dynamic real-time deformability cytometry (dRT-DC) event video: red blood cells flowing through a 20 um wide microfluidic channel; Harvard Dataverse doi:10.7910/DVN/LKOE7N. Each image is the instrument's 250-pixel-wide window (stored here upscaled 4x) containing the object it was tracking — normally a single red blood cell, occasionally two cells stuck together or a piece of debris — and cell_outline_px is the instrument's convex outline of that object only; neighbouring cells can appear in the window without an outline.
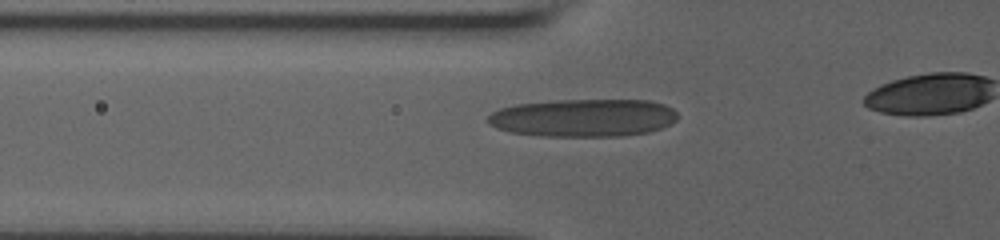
{"species": "human", "species_latin": "Homo sapiens", "temperature_condition": "room temperature", "stored_images_in_passage": 28, "camera_frame_rate_fps": 3000, "um_per_image_px": 0.085, "donor": {"sex": "male"}, "frame": {"image": 1, "passage_image": 6, "time_ms": 1.667, "image_size_px": [1000, 240], "cell_outline_px": [[676, 120], [660, 128], [648, 132], [620, 136], [540, 136], [512, 132], [496, 128], [488, 124], [488, 116], [492, 112], [500, 108], [516, 104], [556, 100], [652, 100], [664, 104], [672, 108], [676, 112]], "centroid_in_image_um": [49.57, 10.01], "position_along_channel_um": 76.2, "area_um2": 41.85}}
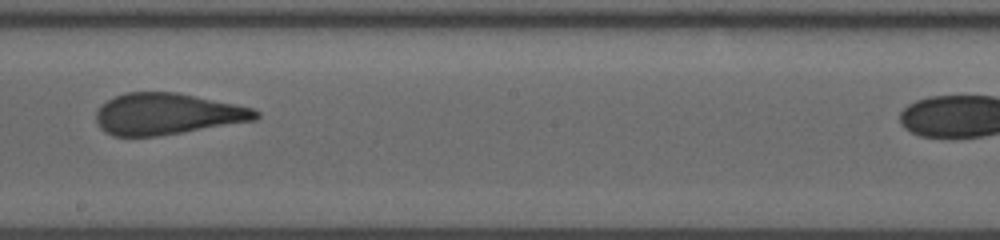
{"frame": {"image": 2, "passage_image": 17, "time_ms": 6.0, "image_size_px": [1000, 240], "cell_outline_px": [[260, 116], [256, 120], [156, 136], [112, 136], [104, 132], [100, 128], [96, 120], [96, 112], [100, 104], [124, 92], [176, 92], [236, 104], [252, 108], [260, 112]], "centroid_in_image_um": [14.18, 9.68], "position_along_channel_um": 234.0, "area_um2": 38.44}}
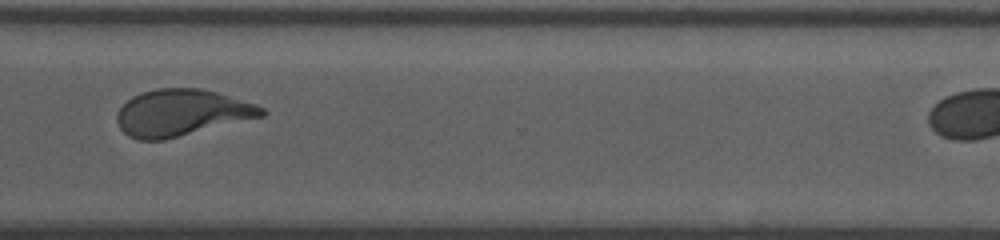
{"frame": {"image": 3, "passage_image": 25, "time_ms": 9.333, "image_size_px": [1000, 240], "cell_outline_px": [[268, 112], [264, 116], [164, 140], [140, 140], [128, 136], [120, 128], [116, 120], [116, 112], [132, 96], [140, 92], [156, 88], [200, 88], [216, 92], [256, 104], [264, 108]], "centroid_in_image_um": [15.42, 9.58], "position_along_channel_um": 355.2, "area_um2": 39.36}}